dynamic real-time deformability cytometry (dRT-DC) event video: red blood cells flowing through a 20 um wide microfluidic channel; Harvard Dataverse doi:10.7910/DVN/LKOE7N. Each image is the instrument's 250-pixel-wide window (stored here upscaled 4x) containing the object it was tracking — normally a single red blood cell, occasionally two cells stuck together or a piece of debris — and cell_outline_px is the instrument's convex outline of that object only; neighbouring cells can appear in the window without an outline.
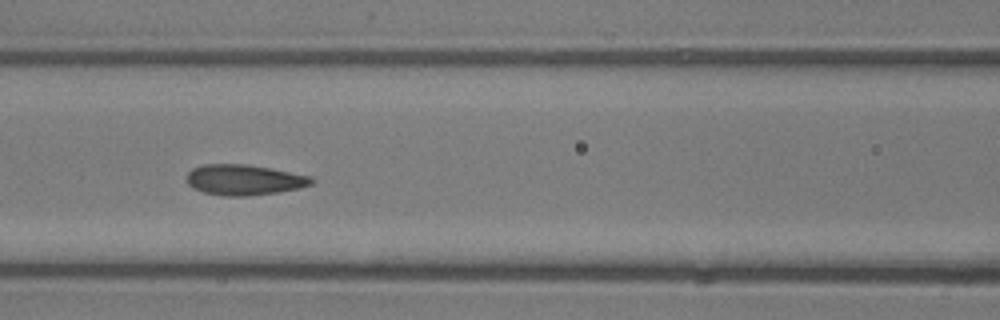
{"species": "common noctule bat (a hibernating species)", "species_latin": "Nyctalus noctula", "temperature_condition": "room temperature", "stored_images_in_passage": 32, "camera_frame_rate_fps": 3000, "um_per_image_px": 0.085, "animal": {"sex": "male", "body_mass_g": 13.3}, "frame": {"image": 1, "passage_image": 8, "time_ms": 2.333, "image_size_px": [1000, 320], "cell_outline_px": [[316, 180], [312, 184], [300, 188], [280, 192], [248, 196], [224, 196], [204, 192], [192, 188], [188, 184], [188, 172], [192, 168], [204, 164], [248, 164], [312, 176]], "centroid_in_image_um": [20.78, 15.29], "position_along_channel_um": 145.8, "area_um2": 22.37}}
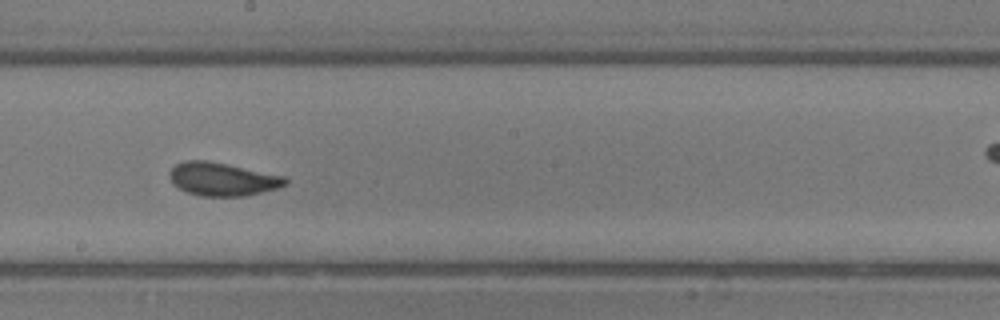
{"frame": {"image": 2, "passage_image": 14, "time_ms": 4.333, "image_size_px": [1000, 320], "cell_outline_px": [[288, 184], [276, 188], [248, 196], [200, 196], [184, 192], [172, 184], [168, 176], [168, 172], [176, 164], [184, 160], [208, 160], [228, 164], [284, 176], [288, 180]], "centroid_in_image_um": [18.86, 15.23], "position_along_channel_um": 229.3, "area_um2": 22.72}}
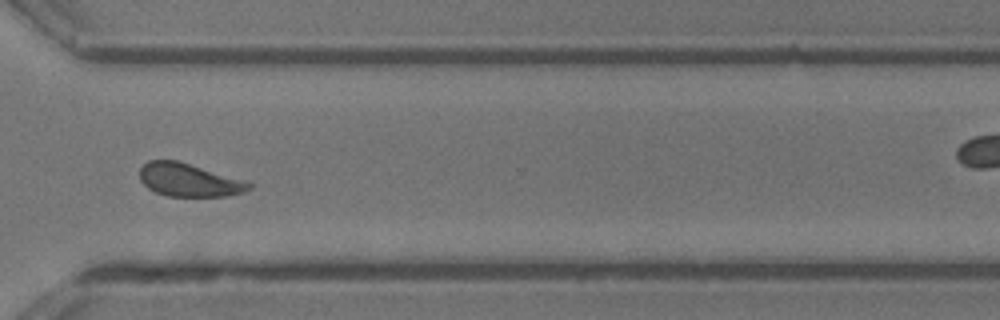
{"frame": {"image": 3, "passage_image": 23, "time_ms": 7.333, "image_size_px": [1000, 320], "cell_outline_px": [[252, 188], [244, 192], [224, 196], [168, 196], [156, 192], [148, 188], [140, 180], [140, 168], [148, 160], [176, 160], [248, 180], [252, 184]], "centroid_in_image_um": [16.1, 15.29], "position_along_channel_um": 354.5, "area_um2": 21.21}, "authors_computed_cell_mechanics": {"area_um2": 21.964, "velocity_mm_per_s": 4.1857, "shape_relaxation_time_tau1_ms": 3.4202, "shape_relaxation_time_tau2_ms": 0.9488, "deformation_change_tau1": 0.1172, "deformation_change_tau2": 0.0733}}